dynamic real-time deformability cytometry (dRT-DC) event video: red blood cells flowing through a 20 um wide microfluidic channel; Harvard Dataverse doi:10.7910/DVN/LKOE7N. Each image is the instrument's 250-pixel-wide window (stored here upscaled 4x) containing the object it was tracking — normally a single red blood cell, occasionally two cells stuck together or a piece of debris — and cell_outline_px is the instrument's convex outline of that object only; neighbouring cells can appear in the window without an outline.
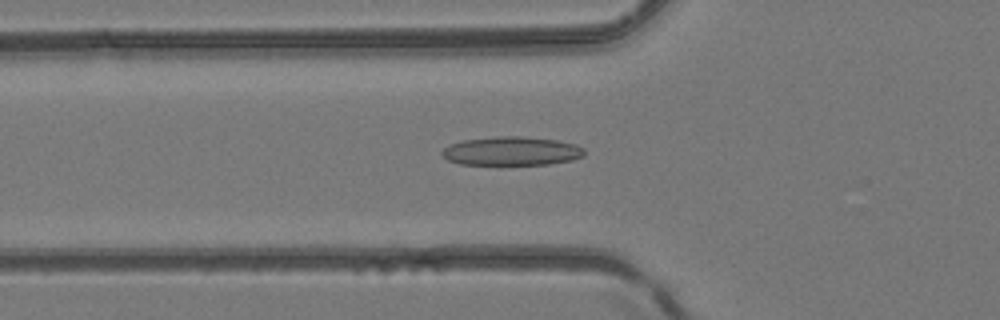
{"species": "common noctule bat (a hibernating species)", "species_latin": "Nyctalus noctula", "temperature_condition": "room temperature", "stored_images_in_passage": 49, "camera_frame_rate_fps": 3000, "um_per_image_px": 0.085, "animal": {"sex": "female", "body_mass_g": 24.6, "forearm_length_mm": 56.2}, "frame": {"image": 1, "passage_image": 18, "time_ms": 5.667, "image_size_px": [1000, 320], "cell_outline_px": [[584, 156], [572, 160], [548, 164], [500, 168], [460, 164], [448, 160], [440, 152], [444, 148], [452, 144], [464, 140], [496, 136], [520, 136], [556, 140], [576, 144], [584, 148]], "centroid_in_image_um": [43.47, 12.9], "position_along_channel_um": 82.3, "area_um2": 24.97}}
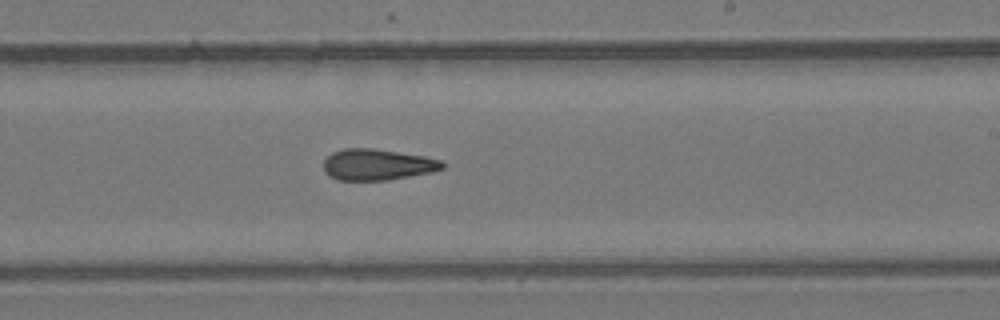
{"frame": {"image": 2, "passage_image": 30, "time_ms": 9.667, "image_size_px": [1000, 320], "cell_outline_px": [[444, 168], [432, 172], [388, 180], [336, 180], [328, 176], [324, 172], [324, 160], [332, 152], [344, 148], [372, 148], [424, 156], [440, 160], [444, 164]], "centroid_in_image_um": [32.04, 13.99], "position_along_channel_um": 257.0, "area_um2": 21.62}}
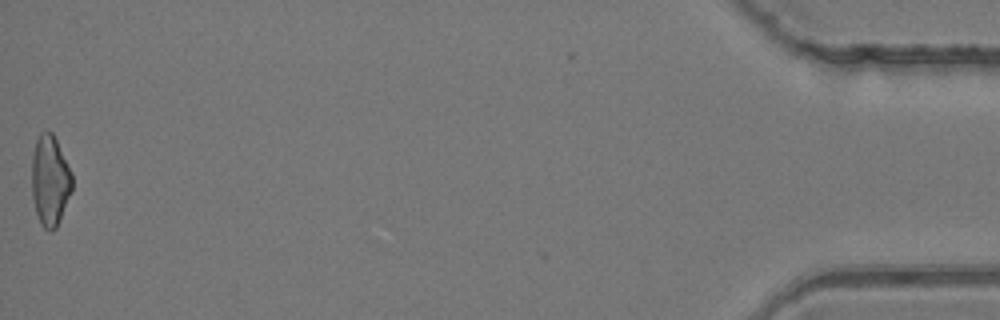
{"frame": {"image": 3, "passage_image": 49, "time_ms": 16.0, "image_size_px": [1000, 320], "cell_outline_px": [[72, 192], [56, 228], [48, 232], [40, 224], [36, 212], [32, 196], [32, 156], [36, 140], [40, 132], [52, 132], [72, 172]], "centroid_in_image_um": [4.25, 15.37], "position_along_channel_um": 430.9, "area_um2": 21.33}}